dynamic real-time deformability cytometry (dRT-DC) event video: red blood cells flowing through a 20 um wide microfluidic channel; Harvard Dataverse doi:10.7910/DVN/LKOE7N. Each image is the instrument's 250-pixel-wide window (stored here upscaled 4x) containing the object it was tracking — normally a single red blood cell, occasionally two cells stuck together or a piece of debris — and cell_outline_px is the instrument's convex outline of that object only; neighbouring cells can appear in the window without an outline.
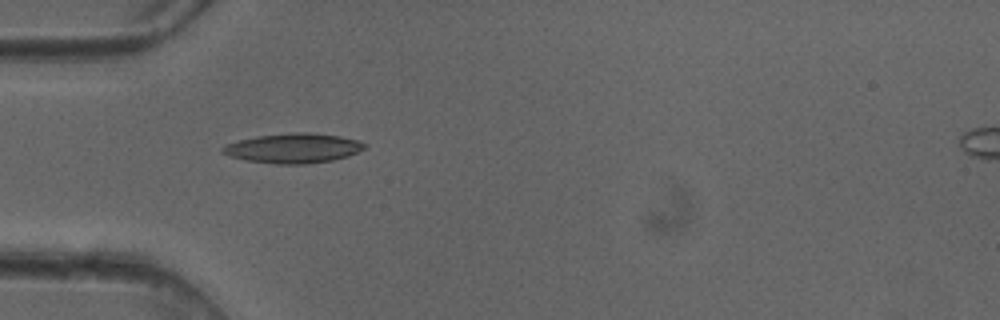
{"species": "common noctule bat (a hibernating species)", "species_latin": "Nyctalus noctula", "temperature_condition": "cold", "stored_images_in_passage": 36, "camera_frame_rate_fps": 3000, "um_per_image_px": 0.085, "animal": {"sex": "female"}, "frame": {"image": 1, "passage_image": 1, "time_ms": 0.0, "image_size_px": [1000, 320], "cell_outline_px": [[368, 144], [364, 148], [348, 156], [332, 160], [304, 164], [276, 164], [248, 160], [232, 156], [220, 152], [220, 148], [224, 144], [256, 136], [296, 132], [308, 132], [340, 136], [356, 140]], "centroid_in_image_um": [24.91, 12.59], "position_along_channel_um": 60.1, "area_um2": 24.39}}
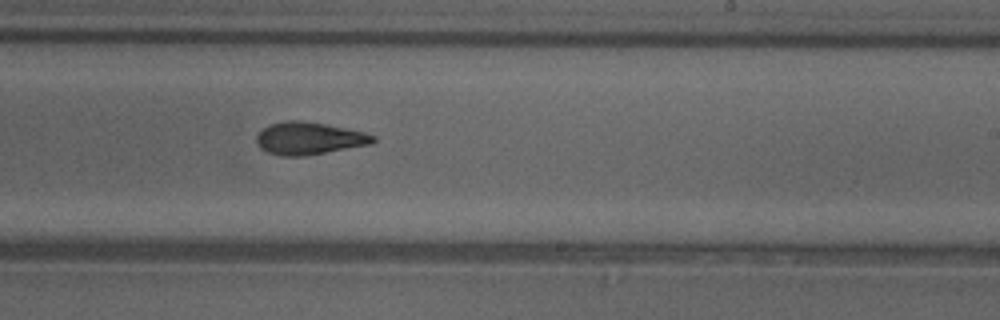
{"frame": {"image": 2, "passage_image": 16, "time_ms": 5.0, "image_size_px": [1000, 320], "cell_outline_px": [[376, 140], [372, 144], [304, 156], [280, 156], [268, 152], [260, 148], [256, 140], [256, 136], [268, 124], [288, 120], [296, 120], [324, 124], [364, 132], [376, 136]], "centroid_in_image_um": [26.26, 11.77], "position_along_channel_um": 262.7, "area_um2": 21.91}}
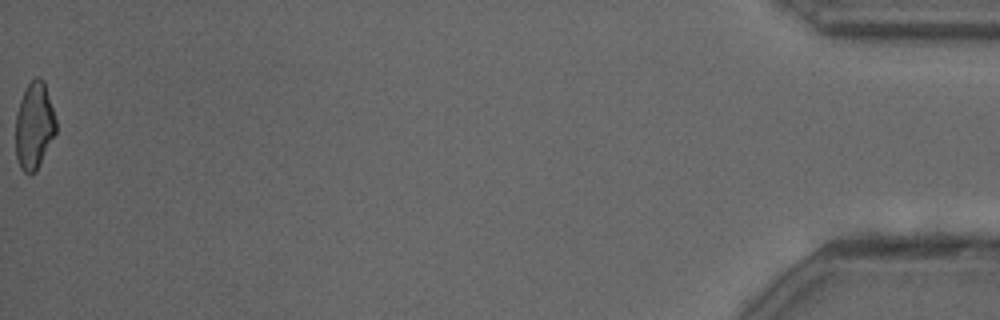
{"frame": {"image": 3, "passage_image": 36, "time_ms": 11.667, "image_size_px": [1000, 320], "cell_outline_px": [[56, 132], [36, 172], [28, 176], [20, 168], [16, 156], [16, 112], [20, 100], [28, 84], [36, 76], [40, 76], [44, 80], [56, 120]], "centroid_in_image_um": [2.9, 10.71], "position_along_channel_um": 432.3, "area_um2": 20.52}, "authors_computed_cell_mechanics": {"area_um2": 21.7039, "velocity_mm_per_s": 4.1118, "shape_relaxation_time_tau1_ms": 3.622, "shape_relaxation_time_tau2_ms": 3.061, "deformation_change_tau1": 0.1689, "deformation_change_tau2": 0.1237}}